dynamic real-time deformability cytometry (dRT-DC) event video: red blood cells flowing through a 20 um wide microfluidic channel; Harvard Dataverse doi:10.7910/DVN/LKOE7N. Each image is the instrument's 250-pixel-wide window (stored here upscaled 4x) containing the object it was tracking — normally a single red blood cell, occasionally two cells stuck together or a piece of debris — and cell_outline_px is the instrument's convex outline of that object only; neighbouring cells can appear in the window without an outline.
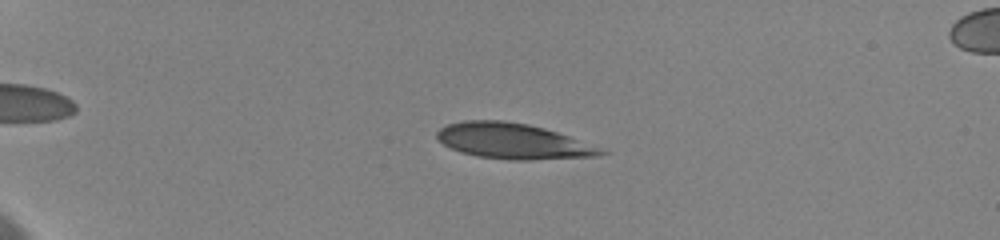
{"species": "human", "species_latin": "Homo sapiens", "temperature_condition": "cold", "stored_images_in_passage": 9, "camera_frame_rate_fps": 3000, "um_per_image_px": 0.085, "donor": {"sex": "female"}, "frame": {"image": 1, "passage_image": 4, "time_ms": 3.333, "image_size_px": [1000, 240], "cell_outline_px": [[608, 152], [600, 156], [532, 160], [508, 160], [476, 156], [460, 152], [444, 144], [436, 136], [436, 132], [440, 128], [448, 124], [464, 120], [504, 120], [528, 124], [544, 128], [608, 148]], "centroid_in_image_um": [43.69, 12.0], "position_along_channel_um": 41.3, "area_um2": 34.45}}